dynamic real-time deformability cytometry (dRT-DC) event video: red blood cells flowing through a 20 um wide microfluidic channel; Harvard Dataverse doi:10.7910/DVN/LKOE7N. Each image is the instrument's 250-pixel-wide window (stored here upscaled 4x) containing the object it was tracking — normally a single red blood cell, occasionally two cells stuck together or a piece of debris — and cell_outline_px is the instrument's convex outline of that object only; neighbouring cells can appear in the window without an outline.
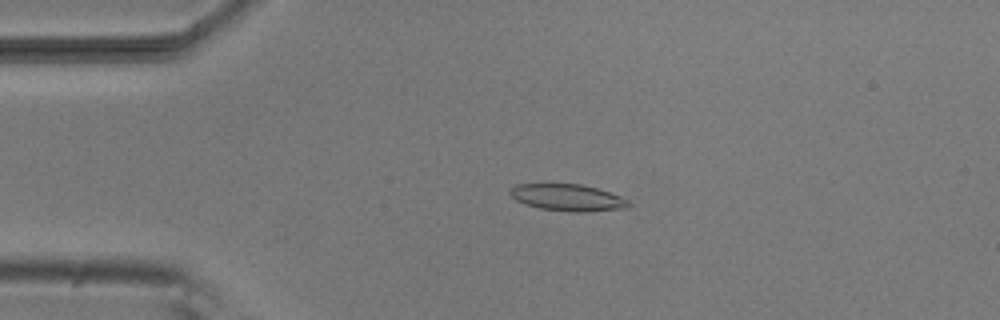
{"species": "common noctule bat (a hibernating species)", "species_latin": "Nyctalus noctula", "temperature_condition": "room temperature", "stored_images_in_passage": 53, "camera_frame_rate_fps": 3000, "um_per_image_px": 0.085, "animal": {"sex": "male", "body_mass_g": 20.5, "forearm_length_mm": 52.5}, "frame": {"image": 1, "passage_image": 12, "time_ms": 3.667, "image_size_px": [1000, 320], "cell_outline_px": [[632, 204], [628, 208], [584, 212], [572, 212], [540, 208], [524, 204], [516, 200], [508, 192], [516, 184], [580, 184], [596, 188], [620, 196], [628, 200]], "centroid_in_image_um": [48.26, 16.8], "position_along_channel_um": 36.7, "area_um2": 18.44}}
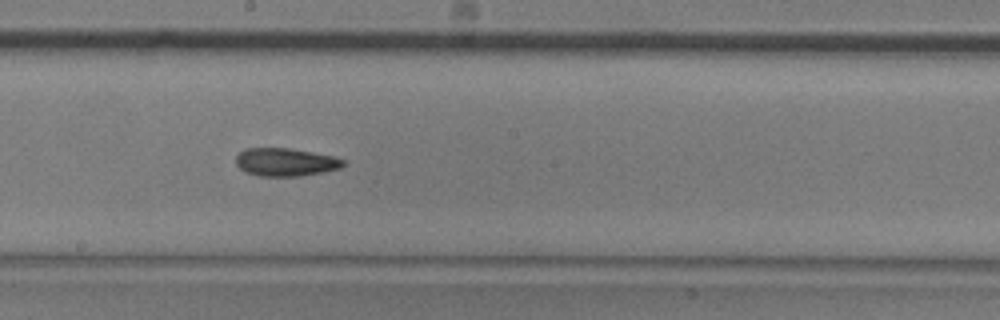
{"frame": {"image": 2, "passage_image": 29, "time_ms": 9.333, "image_size_px": [1000, 320], "cell_outline_px": [[344, 164], [340, 168], [324, 172], [300, 176], [260, 176], [244, 172], [236, 164], [236, 156], [244, 148], [288, 148], [336, 156], [344, 160]], "centroid_in_image_um": [24.27, 13.78], "position_along_channel_um": 223.9, "area_um2": 17.63}}
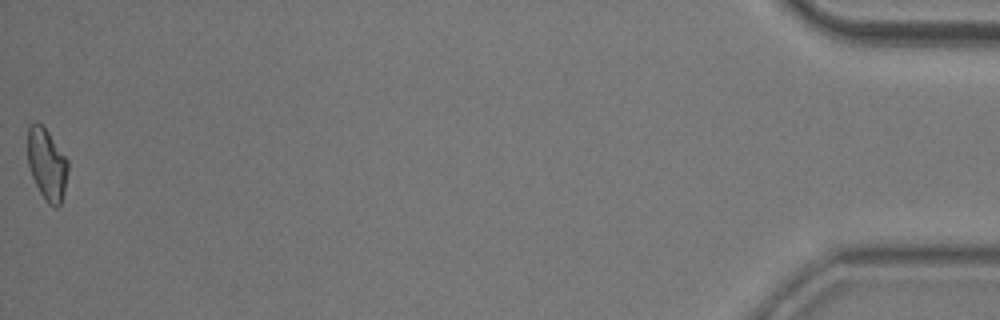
{"frame": {"image": 3, "passage_image": 53, "time_ms": 17.333, "image_size_px": [1000, 320], "cell_outline_px": [[68, 172], [64, 192], [60, 204], [56, 208], [48, 204], [40, 192], [32, 176], [28, 164], [28, 128], [36, 120], [48, 132], [68, 160]], "centroid_in_image_um": [3.99, 13.98], "position_along_channel_um": 431.2, "area_um2": 16.65}, "authors_computed_cell_mechanics": {"area_um2": 17.7446, "velocity_mm_per_s": 3.8411, "shape_relaxation_time_tau1_ms": null, "shape_relaxation_time_tau2_ms": 6.6346, "deformation_change_tau1": null, "deformation_change_tau2": 0.1452}}